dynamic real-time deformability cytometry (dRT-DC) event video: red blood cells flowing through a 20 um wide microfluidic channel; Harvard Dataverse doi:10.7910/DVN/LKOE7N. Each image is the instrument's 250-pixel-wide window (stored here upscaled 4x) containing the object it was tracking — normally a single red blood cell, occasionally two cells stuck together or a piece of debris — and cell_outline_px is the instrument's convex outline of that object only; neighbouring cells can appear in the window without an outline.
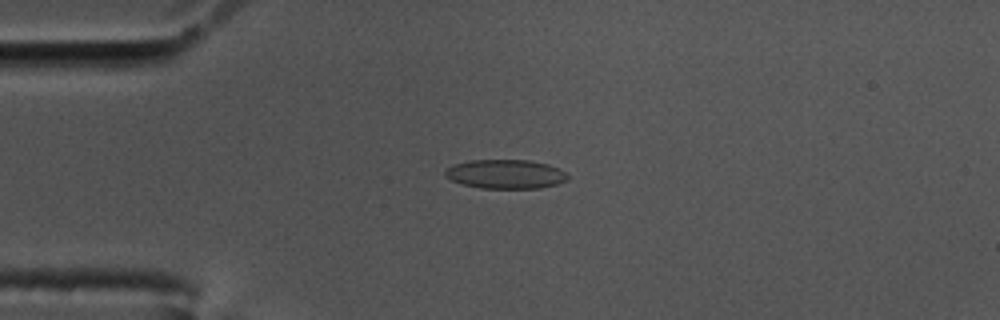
{"species": "common noctule bat (a hibernating species)", "species_latin": "Nyctalus noctula", "temperature_condition": "cold", "stored_images_in_passage": 57, "camera_frame_rate_fps": 3000, "um_per_image_px": 0.085, "animal": {"sex": "male", "body_mass_g": 17.5, "forearm_length_mm": 52.3}, "frame": {"image": 1, "passage_image": 13, "time_ms": 4.0, "image_size_px": [1000, 320], "cell_outline_px": [[568, 180], [556, 184], [540, 188], [480, 188], [464, 184], [452, 180], [444, 176], [444, 172], [448, 168], [456, 164], [472, 160], [528, 160], [548, 164], [564, 172], [568, 176]], "centroid_in_image_um": [42.98, 14.8], "position_along_channel_um": 42.0, "area_um2": 20.52}}
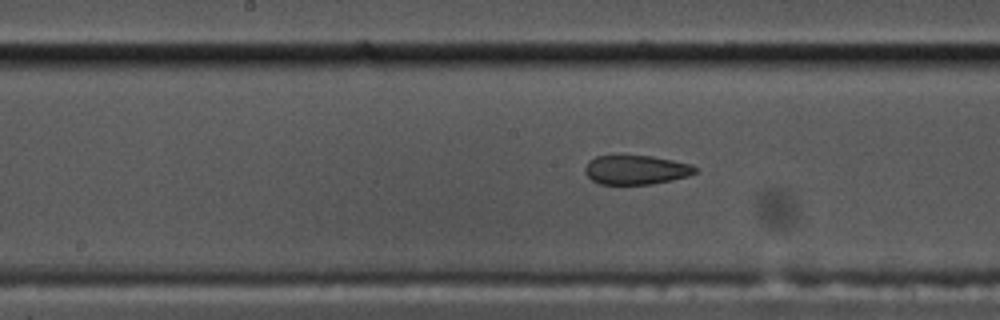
{"frame": {"image": 2, "passage_image": 28, "time_ms": 9.0, "image_size_px": [1000, 320], "cell_outline_px": [[696, 172], [688, 176], [672, 180], [652, 184], [600, 184], [592, 180], [584, 172], [584, 168], [588, 160], [596, 156], [652, 156], [692, 164], [696, 168]], "centroid_in_image_um": [54.04, 14.44], "position_along_channel_um": 194.2, "area_um2": 18.73}}
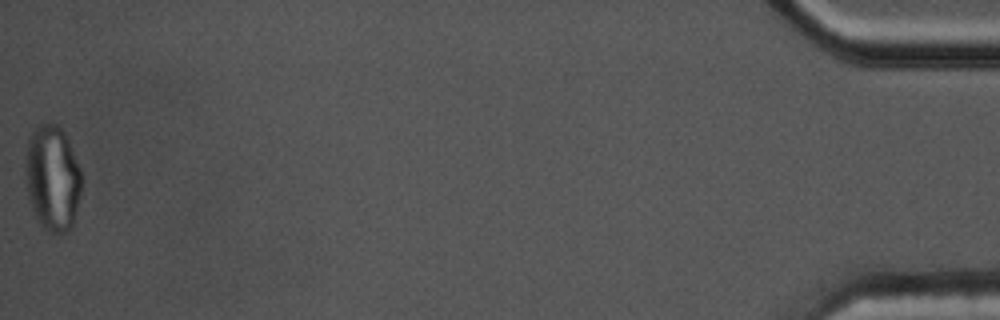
{"frame": {"image": 3, "passage_image": 57, "time_ms": 18.667, "image_size_px": [1000, 320], "cell_outline_px": [[80, 192], [72, 228], [64, 232], [48, 232], [40, 224], [28, 200], [24, 180], [24, 160], [28, 140], [32, 132], [40, 124], [56, 124], [64, 132], [68, 140], [80, 168]], "centroid_in_image_um": [4.42, 15.14], "position_along_channel_um": 430.8, "area_um2": 34.62}, "authors_computed_cell_mechanics": {"area_um2": 20.5768, "velocity_mm_per_s": 3.4648, "shape_relaxation_time_tau1_ms": null, "shape_relaxation_time_tau2_ms": 1.6894, "deformation_change_tau1": null, "deformation_change_tau2": 0.0686}}